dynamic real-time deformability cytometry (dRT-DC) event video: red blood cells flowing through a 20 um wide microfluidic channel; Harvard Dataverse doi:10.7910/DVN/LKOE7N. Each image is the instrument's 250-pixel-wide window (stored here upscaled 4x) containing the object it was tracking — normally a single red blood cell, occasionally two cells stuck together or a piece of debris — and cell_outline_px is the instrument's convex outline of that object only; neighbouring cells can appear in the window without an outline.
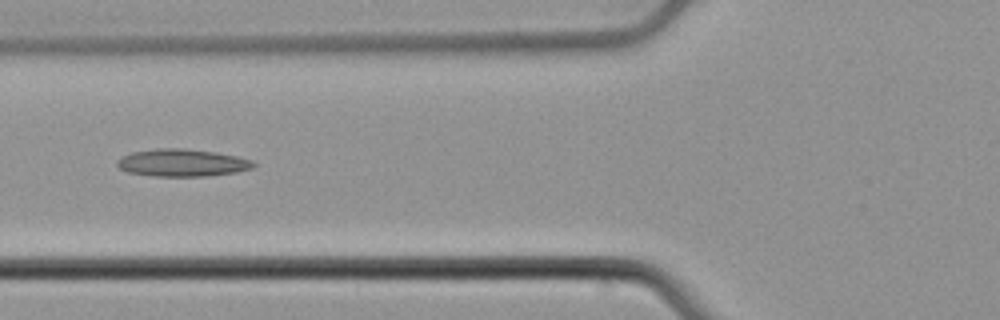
{"species": "common noctule bat (a hibernating species)", "species_latin": "Nyctalus noctula", "temperature_condition": "cold", "stored_images_in_passage": 6, "camera_frame_rate_fps": 3000, "um_per_image_px": 0.085, "animal": {"sex": "male", "body_mass_g": 21.5, "forearm_length_mm": 52.0}, "frame": {"image": 1, "passage_image": 6, "time_ms": 1.667, "image_size_px": [1000, 320], "cell_outline_px": [[256, 164], [252, 168], [236, 172], [208, 176], [152, 176], [128, 172], [120, 168], [116, 164], [116, 160], [132, 152], [156, 148], [184, 148], [216, 152], [236, 156], [252, 160]], "centroid_in_image_um": [15.48, 13.83], "position_along_channel_um": 110.3, "area_um2": 21.79}}